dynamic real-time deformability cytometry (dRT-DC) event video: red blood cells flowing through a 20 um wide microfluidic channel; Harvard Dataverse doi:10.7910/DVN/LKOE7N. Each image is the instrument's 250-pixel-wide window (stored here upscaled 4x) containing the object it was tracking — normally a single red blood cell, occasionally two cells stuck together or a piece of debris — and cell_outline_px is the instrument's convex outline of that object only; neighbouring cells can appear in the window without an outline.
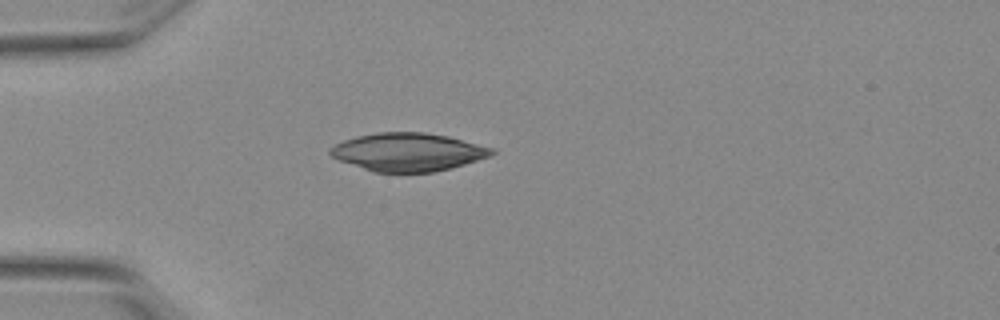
{"species": "Egyptian fruit bat (a non-hibernating species)", "species_latin": "Rousettus aegyptiacus", "temperature_condition": "warm", "stored_images_in_passage": 2, "camera_frame_rate_fps": 3000, "um_per_image_px": 0.085, "animal": {"sex": "female"}, "frame": {"image": 1, "passage_image": 1, "time_ms": 0.0, "image_size_px": [1000, 320], "cell_outline_px": [[496, 152], [488, 156], [452, 168], [432, 172], [372, 172], [340, 160], [332, 156], [328, 152], [328, 148], [344, 140], [356, 136], [376, 132], [424, 132], [448, 136], [492, 148]], "centroid_in_image_um": [34.64, 12.92], "position_along_channel_um": 50.4, "area_um2": 35.66}}